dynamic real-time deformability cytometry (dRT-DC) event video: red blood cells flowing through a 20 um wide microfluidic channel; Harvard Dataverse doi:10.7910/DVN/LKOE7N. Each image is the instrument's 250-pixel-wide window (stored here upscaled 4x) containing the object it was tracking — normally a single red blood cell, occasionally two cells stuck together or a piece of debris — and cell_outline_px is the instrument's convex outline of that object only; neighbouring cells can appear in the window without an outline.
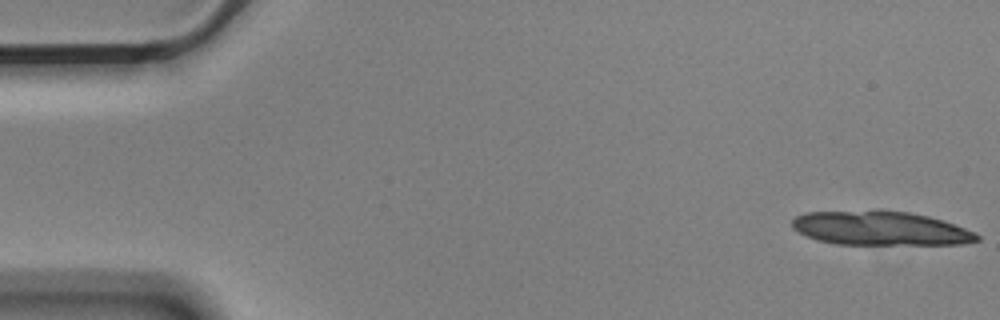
{"species": "Egyptian fruit bat (a non-hibernating species)", "species_latin": "Rousettus aegyptiacus", "temperature_condition": "cold", "stored_images_in_passage": 14, "camera_frame_rate_fps": 3000, "um_per_image_px": 0.085, "animal": {"sex": "male"}, "frame": {"image": 1, "passage_image": 1, "time_ms": 0.0, "image_size_px": [1000, 320], "cell_outline_px": [[980, 240], [964, 244], [836, 244], [816, 240], [792, 228], [792, 220], [796, 216], [808, 212], [880, 208], [908, 212], [928, 216], [976, 232], [980, 236]], "centroid_in_image_um": [74.81, 19.38], "position_along_channel_um": 10.2, "area_um2": 37.22}}